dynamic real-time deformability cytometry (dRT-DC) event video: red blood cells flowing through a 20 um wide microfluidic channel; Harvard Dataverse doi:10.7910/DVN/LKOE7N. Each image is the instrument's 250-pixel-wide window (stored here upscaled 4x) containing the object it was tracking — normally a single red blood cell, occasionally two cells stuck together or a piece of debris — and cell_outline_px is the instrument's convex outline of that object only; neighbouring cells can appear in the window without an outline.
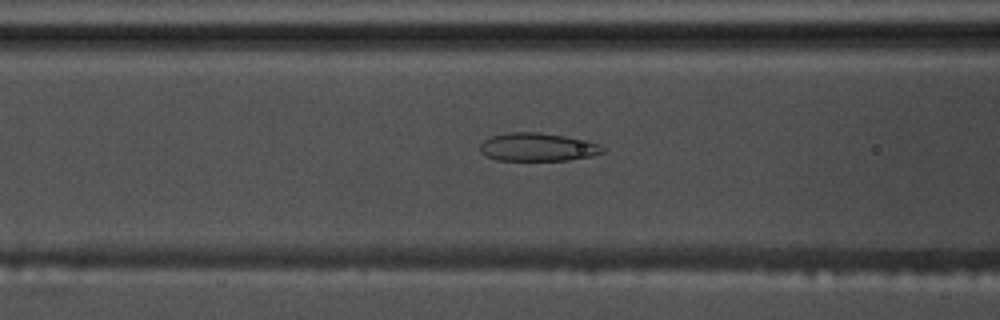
{"species": "common noctule bat (a hibernating species)", "species_latin": "Nyctalus noctula", "temperature_condition": "warm", "stored_images_in_passage": 57, "camera_frame_rate_fps": 3000, "um_per_image_px": 0.085, "animal": {"sex": "male", "body_mass_g": 17.5, "forearm_length_mm": 52.3}, "frame": {"image": 1, "passage_image": 23, "time_ms": 7.333, "image_size_px": [1000, 320], "cell_outline_px": [[604, 152], [588, 156], [568, 160], [496, 160], [480, 152], [480, 144], [484, 140], [492, 136], [508, 132], [540, 132], [588, 140], [600, 144], [604, 148]], "centroid_in_image_um": [45.7, 12.49], "position_along_channel_um": 120.9, "area_um2": 20.11}}
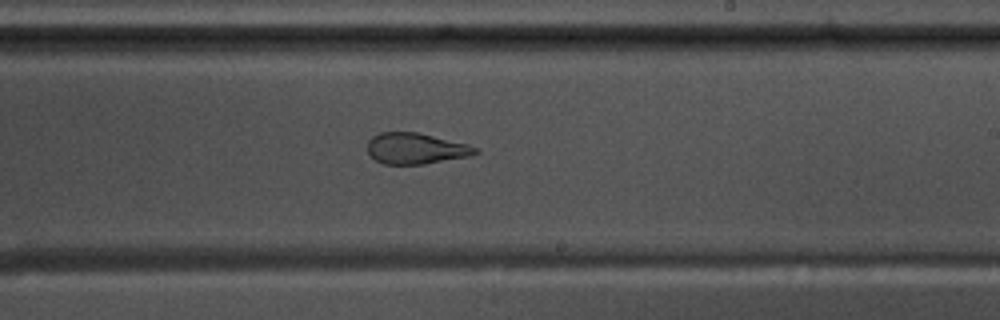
{"frame": {"image": 2, "passage_image": 34, "time_ms": 11.0, "image_size_px": [1000, 320], "cell_outline_px": [[480, 152], [472, 156], [424, 164], [384, 164], [376, 160], [368, 152], [368, 140], [372, 136], [380, 132], [416, 132], [468, 144], [476, 148]], "centroid_in_image_um": [35.35, 12.62], "position_along_channel_um": 253.6, "area_um2": 19.48}}
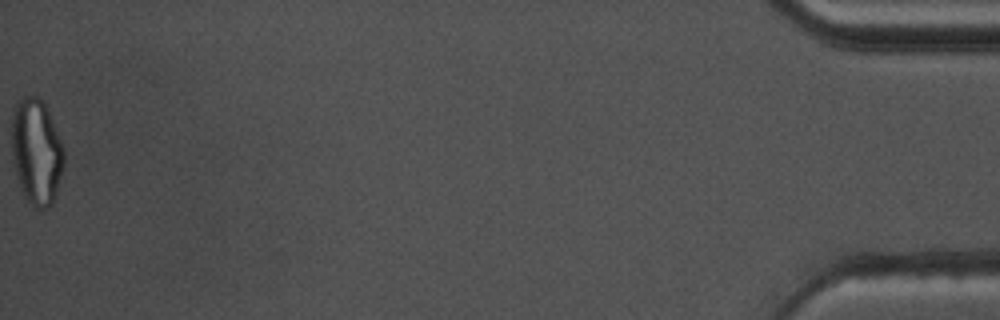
{"frame": {"image": 3, "passage_image": 57, "time_ms": 18.667, "image_size_px": [1000, 320], "cell_outline_px": [[64, 164], [56, 192], [52, 204], [48, 208], [36, 208], [24, 196], [20, 188], [12, 156], [12, 112], [16, 100], [20, 96], [40, 96], [44, 100], [48, 108], [64, 148]], "centroid_in_image_um": [3.1, 12.82], "position_along_channel_um": 432.1, "area_um2": 32.6}, "authors_computed_cell_mechanics": {"area_um2": 24.2182, "velocity_mm_per_s": 3.6291, "shape_relaxation_time_tau1_ms": null, "shape_relaxation_time_tau2_ms": 0.9603, "deformation_change_tau1": null, "deformation_change_tau2": 0.0922}}